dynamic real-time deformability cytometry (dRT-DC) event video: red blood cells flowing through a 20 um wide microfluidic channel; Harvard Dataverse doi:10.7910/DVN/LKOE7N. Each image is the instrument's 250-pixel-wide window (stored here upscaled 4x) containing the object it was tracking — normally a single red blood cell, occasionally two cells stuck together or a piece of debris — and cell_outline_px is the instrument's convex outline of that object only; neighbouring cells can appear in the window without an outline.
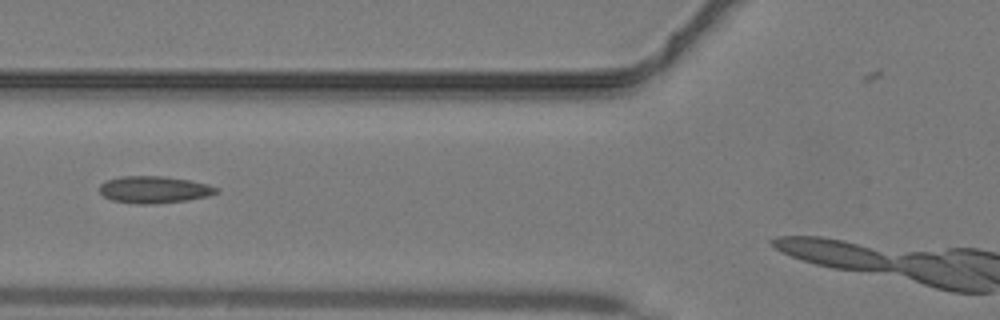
{"species": "common noctule bat (a hibernating species)", "species_latin": "Nyctalus noctula", "temperature_condition": "warm", "stored_images_in_passage": 36, "camera_frame_rate_fps": 3000, "um_per_image_px": 0.085, "animal": {"sex": "male", "body_mass_g": 19.2, "forearm_length_mm": 51.8}, "frame": {"image": 1, "passage_image": 17, "time_ms": 5.333, "image_size_px": [1000, 320], "cell_outline_px": [[220, 192], [208, 196], [188, 200], [152, 204], [140, 204], [112, 200], [104, 196], [100, 192], [100, 184], [108, 180], [120, 176], [164, 176], [188, 180], [208, 184], [220, 188]], "centroid_in_image_um": [13.14, 16.11], "position_along_channel_um": 112.7, "area_um2": 18.38}}
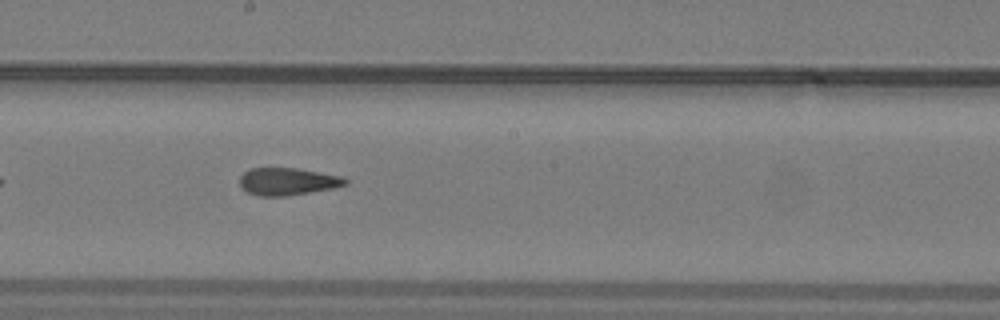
{"frame": {"image": 2, "passage_image": 24, "time_ms": 7.667, "image_size_px": [1000, 320], "cell_outline_px": [[348, 184], [332, 188], [284, 196], [260, 196], [248, 192], [240, 188], [240, 176], [244, 172], [252, 168], [296, 168], [344, 176], [348, 180]], "centroid_in_image_um": [24.45, 15.42], "position_along_channel_um": 223.8, "area_um2": 16.82}}
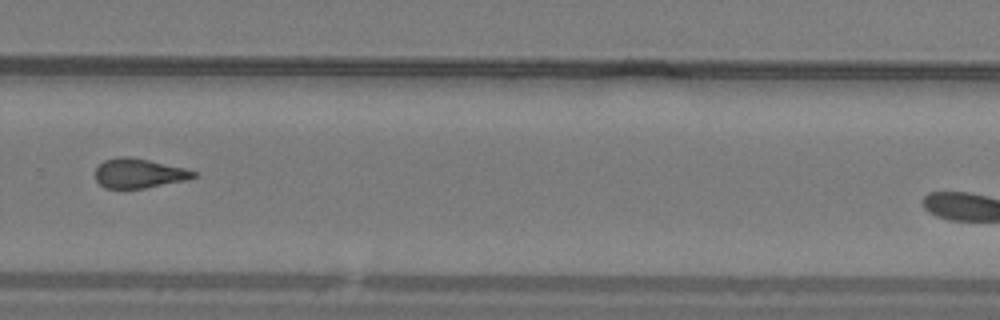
{"frame": {"image": 3, "passage_image": 30, "time_ms": 9.667, "image_size_px": [1000, 320], "cell_outline_px": [[196, 176], [188, 180], [144, 188], [104, 188], [96, 180], [96, 168], [104, 160], [120, 156], [128, 156], [148, 160], [184, 168], [196, 172]], "centroid_in_image_um": [11.8, 14.73], "position_along_channel_um": 318.0, "area_um2": 16.76}}